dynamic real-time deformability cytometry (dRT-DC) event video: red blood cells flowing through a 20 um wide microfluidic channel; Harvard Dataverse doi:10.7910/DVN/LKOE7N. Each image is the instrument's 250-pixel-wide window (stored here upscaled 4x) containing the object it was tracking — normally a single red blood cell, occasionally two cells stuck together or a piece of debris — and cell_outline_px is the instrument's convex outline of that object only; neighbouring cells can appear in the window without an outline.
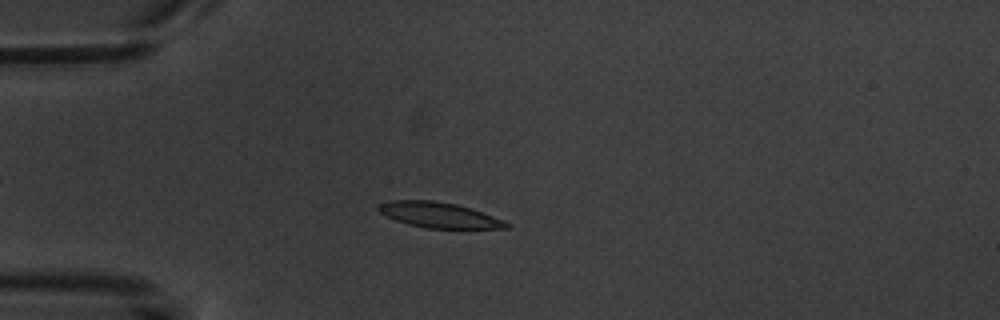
{"species": "common noctule bat (a hibernating species)", "species_latin": "Nyctalus noctula", "temperature_condition": "warm", "stored_images_in_passage": 6, "camera_frame_rate_fps": 3000, "um_per_image_px": 0.085, "animal": {"sex": "male", "body_mass_g": 20.1, "forearm_length_mm": 53.5}, "frame": {"image": 1, "passage_image": 4, "time_ms": 5.0, "image_size_px": [1000, 320], "cell_outline_px": [[512, 228], [424, 228], [408, 224], [396, 220], [380, 212], [376, 208], [380, 204], [388, 200], [432, 200], [456, 204], [472, 208], [512, 224]], "centroid_in_image_um": [37.33, 18.27], "position_along_channel_um": 47.7, "area_um2": 18.9}}
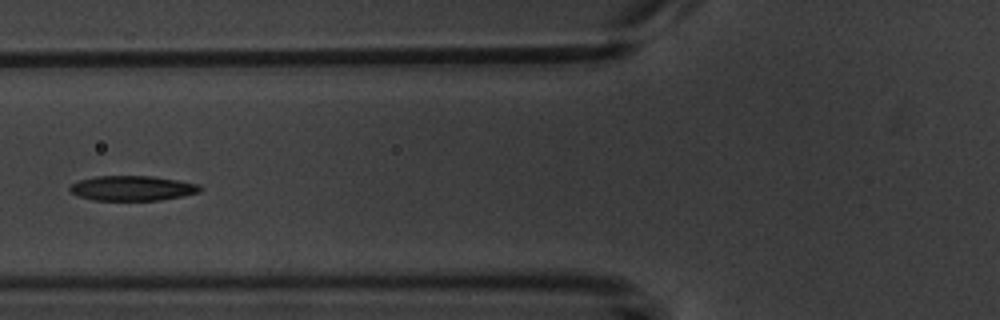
{"frame": {"image": 2, "passage_image": 6, "time_ms": 7.333, "image_size_px": [1000, 320], "cell_outline_px": [[204, 188], [200, 192], [184, 196], [160, 200], [92, 200], [80, 196], [72, 192], [68, 188], [72, 184], [80, 180], [96, 176], [152, 176], [200, 184]], "centroid_in_image_um": [11.3, 16.0], "position_along_channel_um": 114.5, "area_um2": 18.9}}